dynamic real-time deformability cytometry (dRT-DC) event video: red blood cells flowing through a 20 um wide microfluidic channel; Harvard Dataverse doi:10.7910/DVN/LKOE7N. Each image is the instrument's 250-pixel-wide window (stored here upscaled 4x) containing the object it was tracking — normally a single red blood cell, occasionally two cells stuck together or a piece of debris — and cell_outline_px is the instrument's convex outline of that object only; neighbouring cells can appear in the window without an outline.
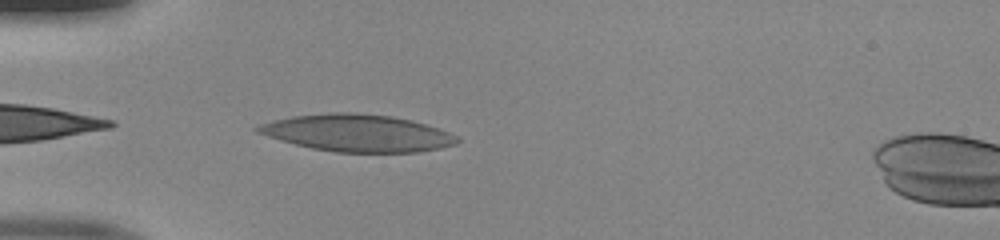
{"species": "human", "species_latin": "Homo sapiens", "temperature_condition": "room temperature", "stored_images_in_passage": 33, "camera_frame_rate_fps": 3000, "um_per_image_px": 0.085, "donor": {"sex": "male"}, "frame": {"image": 1, "passage_image": 1, "time_ms": 0.0, "image_size_px": [1000, 240], "cell_outline_px": [[460, 140], [456, 144], [440, 148], [416, 152], [336, 152], [312, 148], [280, 140], [256, 132], [252, 128], [260, 124], [292, 116], [332, 112], [352, 112], [392, 116], [412, 120], [440, 128], [456, 136]], "centroid_in_image_um": [30.39, 11.3], "position_along_channel_um": 54.6, "area_um2": 43.0}}
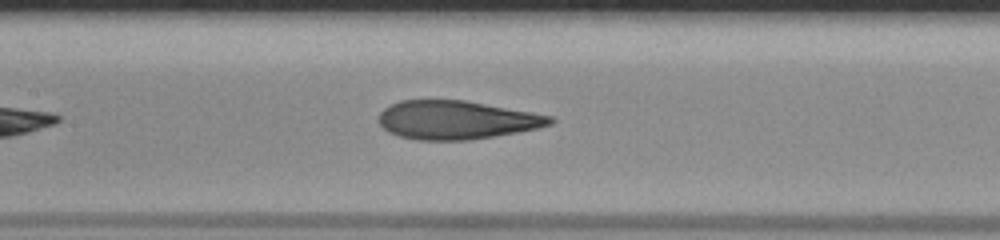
{"frame": {"image": 2, "passage_image": 10, "time_ms": 3.0, "image_size_px": [1000, 240], "cell_outline_px": [[556, 120], [552, 124], [536, 128], [516, 132], [472, 140], [416, 140], [400, 136], [388, 132], [376, 120], [380, 112], [384, 108], [400, 100], [464, 100], [532, 112], [552, 116]], "centroid_in_image_um": [38.77, 10.2], "position_along_channel_um": 168.6, "area_um2": 38.49}}
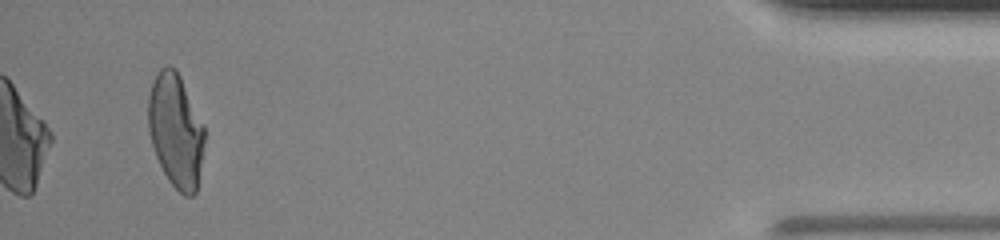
{"frame": {"image": 3, "passage_image": 33, "time_ms": 10.667, "image_size_px": [1000, 240], "cell_outline_px": [[204, 140], [196, 192], [192, 196], [184, 196], [168, 180], [156, 156], [152, 144], [148, 128], [148, 96], [152, 84], [160, 68], [168, 64], [176, 68], [204, 124]], "centroid_in_image_um": [14.93, 11.07], "position_along_channel_um": 420.3, "area_um2": 37.05}}